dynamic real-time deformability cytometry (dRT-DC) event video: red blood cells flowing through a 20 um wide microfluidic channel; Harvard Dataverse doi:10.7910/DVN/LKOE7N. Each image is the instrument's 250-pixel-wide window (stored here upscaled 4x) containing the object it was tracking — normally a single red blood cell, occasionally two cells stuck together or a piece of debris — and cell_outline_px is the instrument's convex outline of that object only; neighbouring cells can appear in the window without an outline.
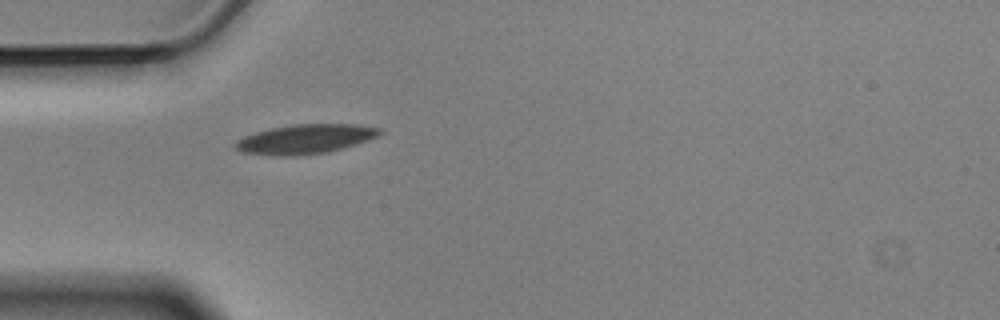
{"species": "Egyptian fruit bat (a non-hibernating species)", "species_latin": "Rousettus aegyptiacus", "temperature_condition": "cold", "stored_images_in_passage": 2, "camera_frame_rate_fps": 3000, "um_per_image_px": 0.085, "animal": {"sex": "male"}, "frame": {"image": 1, "passage_image": 2, "time_ms": 0.333, "image_size_px": [1000, 320], "cell_outline_px": [[384, 132], [368, 140], [344, 148], [328, 152], [296, 156], [272, 156], [244, 152], [236, 148], [236, 140], [244, 136], [256, 132], [272, 128], [292, 124], [356, 124], [384, 128]], "centroid_in_image_um": [26.0, 11.82], "position_along_channel_um": 59.0, "area_um2": 24.85}}